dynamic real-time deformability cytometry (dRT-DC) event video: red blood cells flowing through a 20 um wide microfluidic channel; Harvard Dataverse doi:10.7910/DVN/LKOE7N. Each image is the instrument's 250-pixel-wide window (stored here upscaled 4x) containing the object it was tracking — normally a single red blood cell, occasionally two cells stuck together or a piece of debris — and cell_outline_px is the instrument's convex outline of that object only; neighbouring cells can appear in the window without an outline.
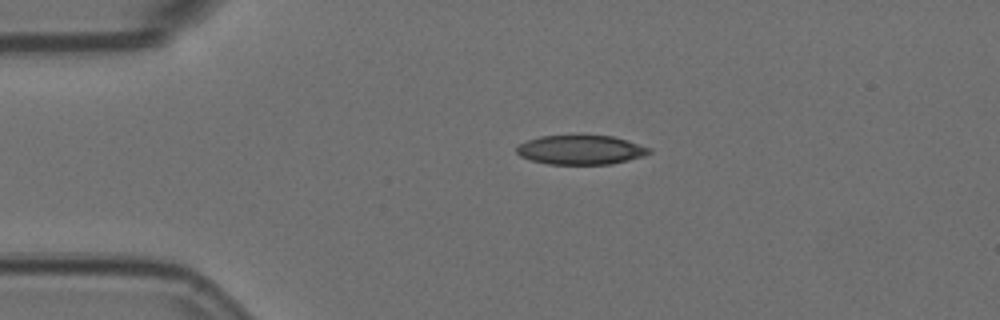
{"species": "Egyptian fruit bat (a non-hibernating species)", "species_latin": "Rousettus aegyptiacus", "temperature_condition": "room temperature", "stored_images_in_passage": 2, "camera_frame_rate_fps": 3000, "um_per_image_px": 0.085, "animal": {"sex": "female"}, "frame": {"image": 1, "passage_image": 1, "time_ms": 0.0, "image_size_px": [1000, 320], "cell_outline_px": [[652, 152], [644, 156], [612, 164], [548, 164], [532, 160], [520, 156], [516, 152], [516, 148], [520, 144], [528, 140], [540, 136], [580, 132], [612, 136], [628, 140], [652, 148]], "centroid_in_image_um": [49.39, 12.69], "position_along_channel_um": 35.6, "area_um2": 23.58}}